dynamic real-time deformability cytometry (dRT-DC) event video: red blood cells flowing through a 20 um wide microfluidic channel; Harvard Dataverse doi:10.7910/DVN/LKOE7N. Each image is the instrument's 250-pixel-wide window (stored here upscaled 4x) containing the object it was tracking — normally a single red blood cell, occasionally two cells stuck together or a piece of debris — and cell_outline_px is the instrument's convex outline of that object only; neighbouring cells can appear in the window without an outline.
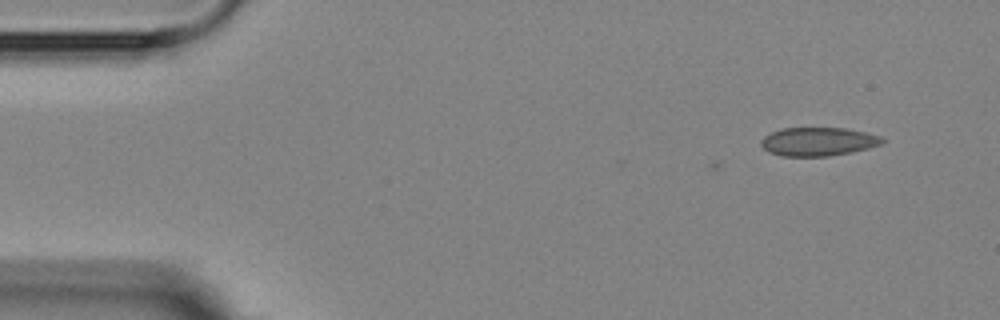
{"species": "Egyptian fruit bat (a non-hibernating species)", "species_latin": "Rousettus aegyptiacus", "temperature_condition": "room temperature", "stored_images_in_passage": 2, "camera_frame_rate_fps": 3000, "um_per_image_px": 0.085, "animal": {"sex": "female"}, "frame": {"image": 1, "passage_image": 2, "time_ms": 1.0, "image_size_px": [1000, 320], "cell_outline_px": [[884, 140], [880, 144], [868, 148], [852, 152], [828, 156], [784, 156], [768, 152], [760, 144], [760, 140], [764, 136], [772, 132], [784, 128], [844, 128], [864, 132], [880, 136]], "centroid_in_image_um": [69.51, 12.04], "position_along_channel_um": 15.5, "area_um2": 20.0}}